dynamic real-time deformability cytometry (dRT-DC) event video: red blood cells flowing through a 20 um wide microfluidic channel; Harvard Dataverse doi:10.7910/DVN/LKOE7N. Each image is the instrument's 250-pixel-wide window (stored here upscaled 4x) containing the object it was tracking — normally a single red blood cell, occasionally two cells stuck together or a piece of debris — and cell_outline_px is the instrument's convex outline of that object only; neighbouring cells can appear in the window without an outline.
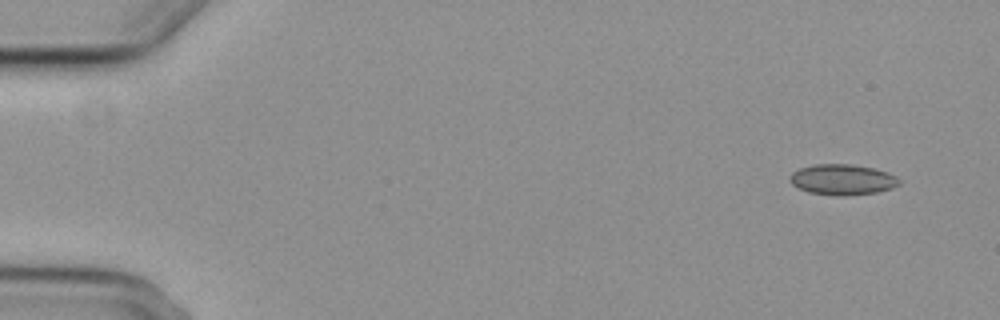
{"species": "common noctule bat (a hibernating species)", "species_latin": "Nyctalus noctula", "temperature_condition": "cold", "stored_images_in_passage": 6, "camera_frame_rate_fps": 3000, "um_per_image_px": 0.085, "animal": {"sex": "female", "body_mass_g": 29.2, "forearm_length_mm": 56.3}, "frame": {"image": 1, "passage_image": 1, "time_ms": 0.0, "image_size_px": [1000, 320], "cell_outline_px": [[900, 184], [892, 188], [876, 192], [844, 196], [832, 196], [808, 192], [792, 184], [788, 180], [788, 176], [792, 172], [800, 168], [816, 164], [852, 164], [876, 168], [888, 172], [896, 176], [900, 180]], "centroid_in_image_um": [71.6, 15.26], "position_along_channel_um": 13.4, "area_um2": 19.77}}
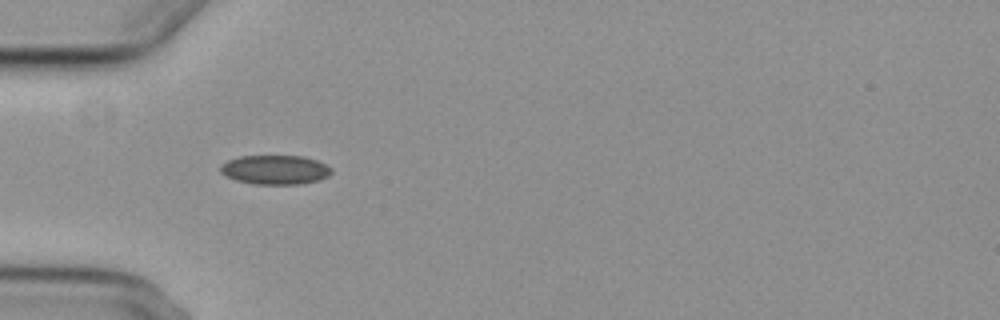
{"frame": {"image": 2, "passage_image": 5, "time_ms": 4.667, "image_size_px": [1000, 320], "cell_outline_px": [[332, 172], [328, 176], [320, 180], [300, 184], [252, 184], [236, 180], [220, 172], [220, 164], [228, 160], [240, 156], [304, 156], [316, 160], [332, 168]], "centroid_in_image_um": [23.39, 14.43], "position_along_channel_um": 61.6, "area_um2": 18.96}}
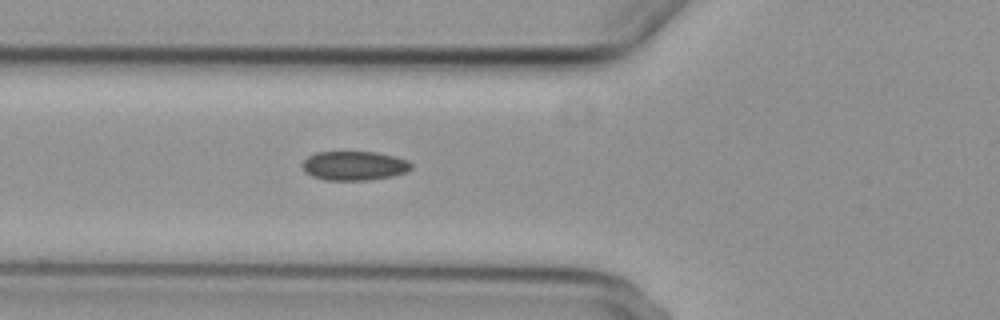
{"frame": {"image": 3, "passage_image": 6, "time_ms": 5.667, "image_size_px": [1000, 320], "cell_outline_px": [[412, 168], [408, 172], [392, 176], [368, 180], [324, 180], [312, 176], [304, 172], [300, 164], [308, 156], [316, 152], [376, 152], [396, 156], [408, 160], [412, 164]], "centroid_in_image_um": [30.11, 14.09], "position_along_channel_um": 95.7, "area_um2": 18.79}}